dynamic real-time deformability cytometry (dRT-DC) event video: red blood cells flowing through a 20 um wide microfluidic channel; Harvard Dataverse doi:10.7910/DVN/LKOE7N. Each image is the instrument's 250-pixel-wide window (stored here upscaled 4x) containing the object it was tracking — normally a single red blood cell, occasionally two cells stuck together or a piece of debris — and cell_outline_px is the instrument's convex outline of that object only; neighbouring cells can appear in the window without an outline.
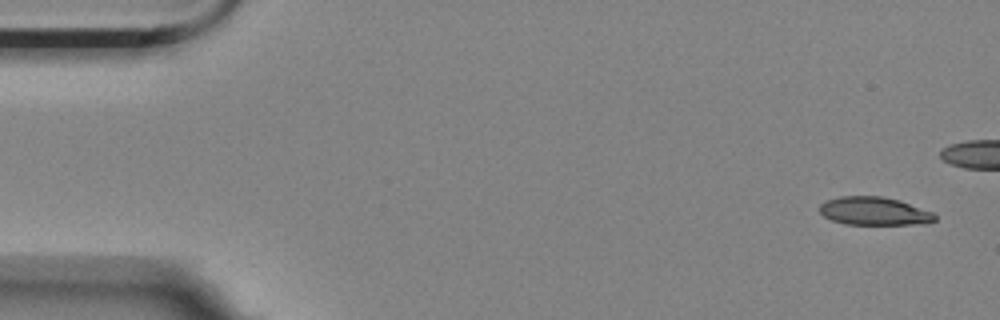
{"species": "Egyptian fruit bat (a non-hibernating species)", "species_latin": "Rousettus aegyptiacus", "temperature_condition": "room temperature", "stored_images_in_passage": 6, "camera_frame_rate_fps": 3000, "um_per_image_px": 0.085, "animal": {"sex": "female"}, "frame": {"image": 1, "passage_image": 1, "time_ms": 0.0, "image_size_px": [1000, 320], "cell_outline_px": [[936, 220], [912, 224], [844, 224], [832, 220], [824, 216], [820, 212], [820, 204], [828, 200], [840, 196], [884, 196], [900, 200], [932, 212], [936, 216]], "centroid_in_image_um": [74.28, 17.93], "position_along_channel_um": 10.7, "area_um2": 18.73}}
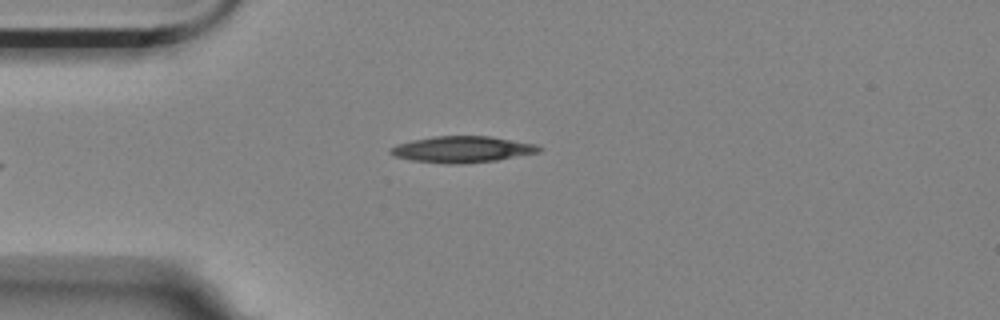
{"frame": {"image": 2, "passage_image": 6, "time_ms": 1.667, "image_size_px": [1000, 320], "cell_outline_px": [[544, 148], [540, 152], [496, 160], [464, 164], [448, 164], [412, 160], [396, 156], [388, 152], [388, 148], [412, 140], [436, 136], [488, 136], [536, 144]], "centroid_in_image_um": [39.31, 12.7], "position_along_channel_um": 45.7, "area_um2": 22.66}}